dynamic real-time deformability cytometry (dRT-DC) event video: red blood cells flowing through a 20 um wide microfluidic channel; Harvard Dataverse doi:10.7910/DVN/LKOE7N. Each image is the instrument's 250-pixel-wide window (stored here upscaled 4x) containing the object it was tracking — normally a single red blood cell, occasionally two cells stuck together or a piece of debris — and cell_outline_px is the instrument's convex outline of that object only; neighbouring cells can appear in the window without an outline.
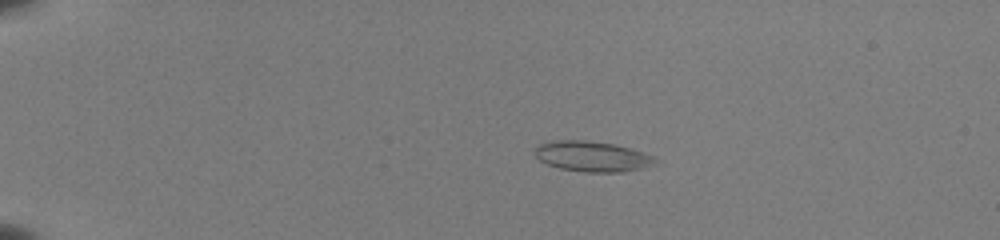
{"species": "common noctule bat (a hibernating species)", "species_latin": "Nyctalus noctula", "temperature_condition": "room temperature", "stored_images_in_passage": 49, "camera_frame_rate_fps": 3000, "um_per_image_px": 0.085, "animal": {"sex": "female", "body_mass_g": 22.0, "forearm_length_mm": 56.7}, "frame": {"image": 1, "passage_image": 8, "time_ms": 2.333, "image_size_px": [1000, 240], "cell_outline_px": [[660, 164], [644, 168], [624, 172], [584, 172], [560, 168], [548, 164], [540, 160], [536, 156], [536, 148], [540, 144], [552, 140], [584, 140], [612, 144], [628, 148], [656, 156]], "centroid_in_image_um": [50.42, 13.31], "position_along_channel_um": 34.6, "area_um2": 21.39}}
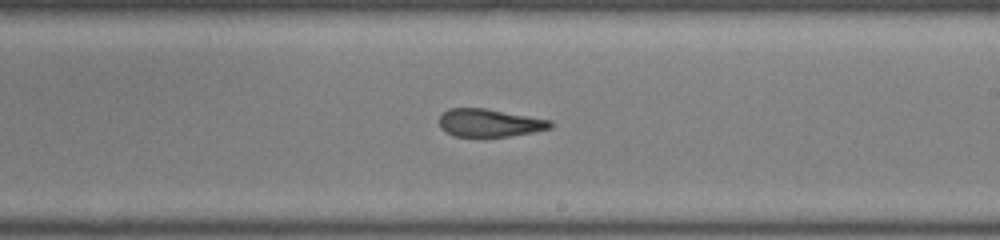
{"frame": {"image": 2, "passage_image": 30, "time_ms": 9.667, "image_size_px": [1000, 240], "cell_outline_px": [[552, 128], [532, 132], [508, 136], [452, 136], [440, 128], [440, 116], [448, 108], [484, 108], [552, 120]], "centroid_in_image_um": [41.6, 10.44], "position_along_channel_um": 247.4, "area_um2": 17.92}}
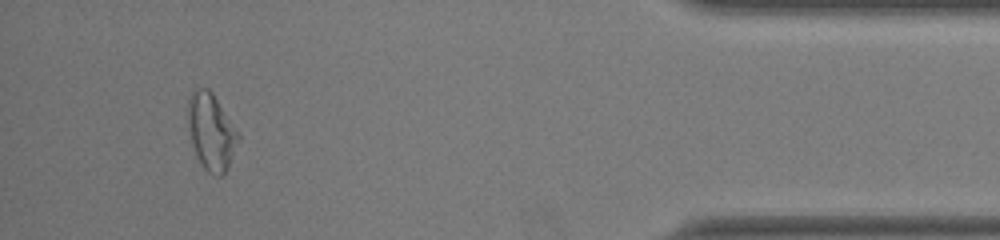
{"frame": {"image": 3, "passage_image": 46, "time_ms": 15.0, "image_size_px": [1000, 240], "cell_outline_px": [[240, 136], [228, 168], [220, 176], [216, 176], [208, 172], [204, 168], [196, 156], [192, 144], [188, 128], [188, 96], [192, 88], [208, 88], [212, 92], [240, 132]], "centroid_in_image_um": [17.95, 11.16], "position_along_channel_um": 417.3, "area_um2": 22.72}, "authors_computed_cell_mechanics": {"area_um2": 20.4612, "velocity_mm_per_s": 3.9934, "shape_relaxation_time_tau1_ms": null, "shape_relaxation_time_tau2_ms": 3.1357, "deformation_change_tau1": null, "deformation_change_tau2": 0.1193}}